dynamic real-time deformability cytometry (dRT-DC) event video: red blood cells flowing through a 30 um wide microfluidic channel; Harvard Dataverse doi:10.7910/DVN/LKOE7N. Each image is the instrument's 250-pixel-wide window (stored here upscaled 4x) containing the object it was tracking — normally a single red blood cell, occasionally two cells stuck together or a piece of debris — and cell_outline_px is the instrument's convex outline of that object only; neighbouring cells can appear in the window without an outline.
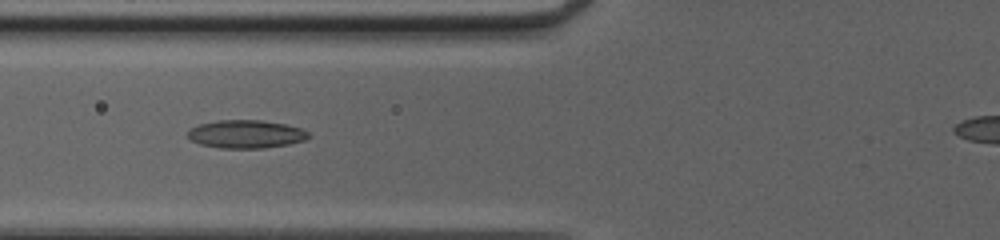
{"species": "common noctule bat (a hibernating species)", "species_latin": "Nyctalus noctula", "temperature_condition": "cold", "stored_images_in_passage": 37, "camera_frame_rate_fps": 3000, "um_per_image_px": 0.085, "animal": {"sex": "female", "body_mass_g": 20.0, "forearm_length_mm": 54.0}, "frame": {"image": 1, "passage_image": 10, "time_ms": 3.0, "image_size_px": [1000, 240], "cell_outline_px": [[308, 136], [304, 140], [288, 144], [264, 148], [220, 148], [200, 144], [192, 140], [188, 136], [188, 128], [200, 124], [220, 120], [260, 120], [284, 124], [300, 128], [308, 132]], "centroid_in_image_um": [20.87, 11.4], "position_along_channel_um": 104.9, "area_um2": 19.59}}
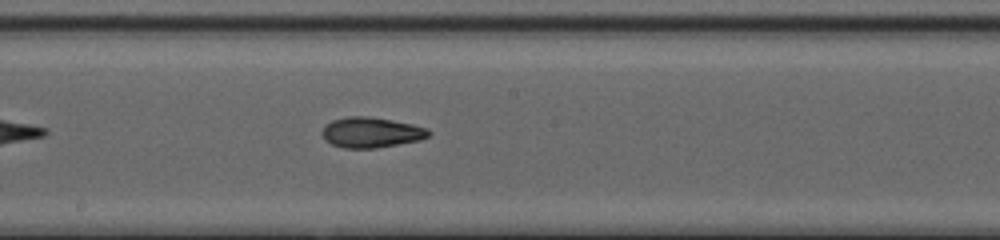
{"frame": {"image": 2, "passage_image": 18, "time_ms": 5.667, "image_size_px": [1000, 240], "cell_outline_px": [[428, 136], [420, 140], [376, 148], [344, 148], [332, 144], [324, 140], [320, 132], [324, 124], [332, 120], [348, 116], [368, 116], [392, 120], [412, 124], [424, 128], [428, 132]], "centroid_in_image_um": [31.46, 11.25], "position_along_channel_um": 216.7, "area_um2": 18.84}}
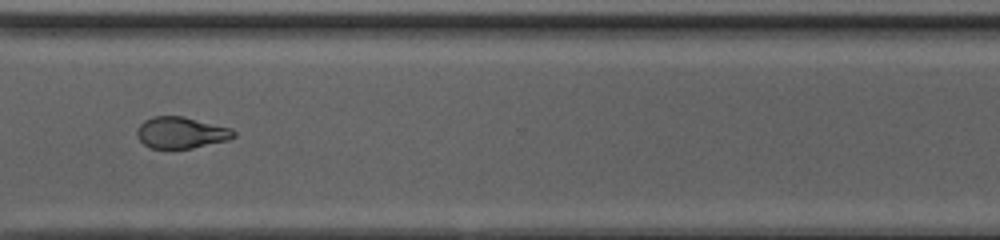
{"frame": {"image": 3, "passage_image": 28, "time_ms": 9.0, "image_size_px": [1000, 240], "cell_outline_px": [[236, 136], [228, 140], [192, 148], [172, 152], [148, 148], [136, 136], [136, 132], [140, 124], [144, 120], [152, 116], [184, 116], [232, 128], [236, 132]], "centroid_in_image_um": [15.37, 11.31], "position_along_channel_um": 355.2, "area_um2": 18.5}}